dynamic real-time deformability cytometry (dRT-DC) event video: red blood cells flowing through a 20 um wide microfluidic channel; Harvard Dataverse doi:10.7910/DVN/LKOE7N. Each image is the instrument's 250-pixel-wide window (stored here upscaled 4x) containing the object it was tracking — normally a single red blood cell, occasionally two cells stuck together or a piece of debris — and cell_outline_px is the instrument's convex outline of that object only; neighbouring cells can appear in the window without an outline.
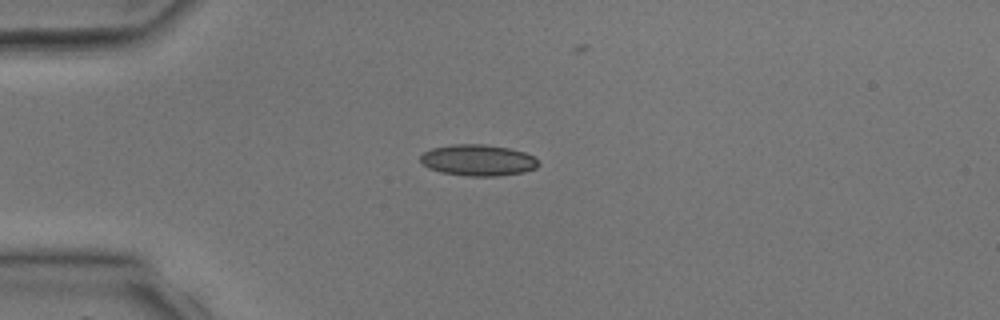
{"species": "common noctule bat (a hibernating species)", "species_latin": "Nyctalus noctula", "temperature_condition": "room temperature", "stored_images_in_passage": 3, "camera_frame_rate_fps": 3000, "um_per_image_px": 0.085, "animal": {"sex": "male", "body_mass_g": 17.9, "forearm_length_mm": 54.2}, "frame": {"image": 1, "passage_image": 3, "time_ms": 3.0, "image_size_px": [1000, 320], "cell_outline_px": [[540, 164], [536, 168], [524, 172], [500, 176], [468, 176], [440, 172], [428, 168], [420, 160], [420, 156], [424, 152], [432, 148], [452, 144], [484, 144], [508, 148], [524, 152], [532, 156]], "centroid_in_image_um": [40.62, 13.62], "position_along_channel_um": 44.4, "area_um2": 21.5}}